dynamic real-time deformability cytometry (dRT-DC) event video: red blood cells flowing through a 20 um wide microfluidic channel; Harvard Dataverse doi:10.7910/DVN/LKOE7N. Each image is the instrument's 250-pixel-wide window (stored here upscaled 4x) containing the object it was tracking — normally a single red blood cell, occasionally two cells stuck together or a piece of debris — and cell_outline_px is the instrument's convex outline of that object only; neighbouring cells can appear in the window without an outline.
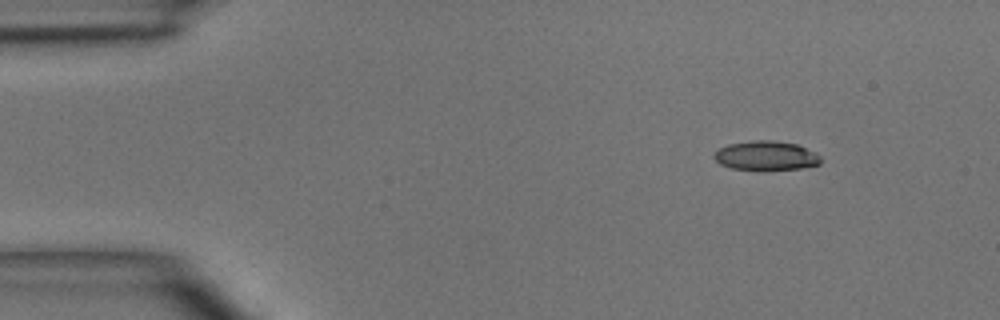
{"species": "common noctule bat (a hibernating species)", "species_latin": "Nyctalus noctula", "temperature_condition": "room temperature", "stored_images_in_passage": 5, "camera_frame_rate_fps": 3000, "um_per_image_px": 0.085, "animal": {"sex": "male", "body_mass_g": 15.6}, "frame": {"image": 1, "passage_image": 2, "time_ms": 1.333, "image_size_px": [1000, 320], "cell_outline_px": [[820, 164], [800, 168], [760, 172], [756, 172], [732, 168], [720, 164], [712, 156], [720, 148], [728, 144], [752, 140], [776, 140], [796, 144], [816, 152], [820, 156]], "centroid_in_image_um": [65.1, 13.26], "position_along_channel_um": 19.9, "area_um2": 18.73}}